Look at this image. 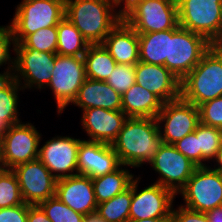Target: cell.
<instances>
[{
  "instance_id": "6da1fadb",
  "label": "cell",
  "mask_w": 222,
  "mask_h": 222,
  "mask_svg": "<svg viewBox=\"0 0 222 222\" xmlns=\"http://www.w3.org/2000/svg\"><path fill=\"white\" fill-rule=\"evenodd\" d=\"M163 145L156 118L128 117L111 146L122 165L138 168L150 163Z\"/></svg>"
},
{
  "instance_id": "7a4b0ae2",
  "label": "cell",
  "mask_w": 222,
  "mask_h": 222,
  "mask_svg": "<svg viewBox=\"0 0 222 222\" xmlns=\"http://www.w3.org/2000/svg\"><path fill=\"white\" fill-rule=\"evenodd\" d=\"M65 17L89 44H102L122 19V10L111 0H65Z\"/></svg>"
},
{
  "instance_id": "3957f363",
  "label": "cell",
  "mask_w": 222,
  "mask_h": 222,
  "mask_svg": "<svg viewBox=\"0 0 222 222\" xmlns=\"http://www.w3.org/2000/svg\"><path fill=\"white\" fill-rule=\"evenodd\" d=\"M222 96V44H213L180 83V97L199 106Z\"/></svg>"
},
{
  "instance_id": "277c9868",
  "label": "cell",
  "mask_w": 222,
  "mask_h": 222,
  "mask_svg": "<svg viewBox=\"0 0 222 222\" xmlns=\"http://www.w3.org/2000/svg\"><path fill=\"white\" fill-rule=\"evenodd\" d=\"M122 19L138 34L176 29V0H132L123 10Z\"/></svg>"
},
{
  "instance_id": "5b68a950",
  "label": "cell",
  "mask_w": 222,
  "mask_h": 222,
  "mask_svg": "<svg viewBox=\"0 0 222 222\" xmlns=\"http://www.w3.org/2000/svg\"><path fill=\"white\" fill-rule=\"evenodd\" d=\"M13 15L9 25L15 43H21L37 30L57 26L65 17V0H22Z\"/></svg>"
},
{
  "instance_id": "8992f818",
  "label": "cell",
  "mask_w": 222,
  "mask_h": 222,
  "mask_svg": "<svg viewBox=\"0 0 222 222\" xmlns=\"http://www.w3.org/2000/svg\"><path fill=\"white\" fill-rule=\"evenodd\" d=\"M179 26L222 44V0H176Z\"/></svg>"
},
{
  "instance_id": "52a82bcc",
  "label": "cell",
  "mask_w": 222,
  "mask_h": 222,
  "mask_svg": "<svg viewBox=\"0 0 222 222\" xmlns=\"http://www.w3.org/2000/svg\"><path fill=\"white\" fill-rule=\"evenodd\" d=\"M213 44L203 35L178 26L169 30L168 58L164 66L180 81L200 62Z\"/></svg>"
},
{
  "instance_id": "ba28073f",
  "label": "cell",
  "mask_w": 222,
  "mask_h": 222,
  "mask_svg": "<svg viewBox=\"0 0 222 222\" xmlns=\"http://www.w3.org/2000/svg\"><path fill=\"white\" fill-rule=\"evenodd\" d=\"M14 53L12 76L23 90L45 89L51 80L57 53L27 49L21 43H15Z\"/></svg>"
},
{
  "instance_id": "9c48e42d",
  "label": "cell",
  "mask_w": 222,
  "mask_h": 222,
  "mask_svg": "<svg viewBox=\"0 0 222 222\" xmlns=\"http://www.w3.org/2000/svg\"><path fill=\"white\" fill-rule=\"evenodd\" d=\"M46 88L52 90L57 105V114L64 113V109L76 99L80 87L87 79L83 57L57 55L54 70Z\"/></svg>"
},
{
  "instance_id": "30bf717a",
  "label": "cell",
  "mask_w": 222,
  "mask_h": 222,
  "mask_svg": "<svg viewBox=\"0 0 222 222\" xmlns=\"http://www.w3.org/2000/svg\"><path fill=\"white\" fill-rule=\"evenodd\" d=\"M179 194L185 203L182 206L206 213L222 205V174L210 166L197 167Z\"/></svg>"
},
{
  "instance_id": "8fae6325",
  "label": "cell",
  "mask_w": 222,
  "mask_h": 222,
  "mask_svg": "<svg viewBox=\"0 0 222 222\" xmlns=\"http://www.w3.org/2000/svg\"><path fill=\"white\" fill-rule=\"evenodd\" d=\"M42 135L32 123L20 122L2 135L1 161L7 169L38 159Z\"/></svg>"
},
{
  "instance_id": "7c38bea8",
  "label": "cell",
  "mask_w": 222,
  "mask_h": 222,
  "mask_svg": "<svg viewBox=\"0 0 222 222\" xmlns=\"http://www.w3.org/2000/svg\"><path fill=\"white\" fill-rule=\"evenodd\" d=\"M156 119L163 143L168 145L195 131L200 123L198 107L181 97L163 103Z\"/></svg>"
},
{
  "instance_id": "4fadbf2b",
  "label": "cell",
  "mask_w": 222,
  "mask_h": 222,
  "mask_svg": "<svg viewBox=\"0 0 222 222\" xmlns=\"http://www.w3.org/2000/svg\"><path fill=\"white\" fill-rule=\"evenodd\" d=\"M141 177L132 181V200L129 220L171 218L173 201L177 196L172 190L152 183L138 191Z\"/></svg>"
},
{
  "instance_id": "5bb4252c",
  "label": "cell",
  "mask_w": 222,
  "mask_h": 222,
  "mask_svg": "<svg viewBox=\"0 0 222 222\" xmlns=\"http://www.w3.org/2000/svg\"><path fill=\"white\" fill-rule=\"evenodd\" d=\"M149 164L160 176L154 183L172 190L176 195L186 185L197 168L173 145L164 143Z\"/></svg>"
},
{
  "instance_id": "9a60e30c",
  "label": "cell",
  "mask_w": 222,
  "mask_h": 222,
  "mask_svg": "<svg viewBox=\"0 0 222 222\" xmlns=\"http://www.w3.org/2000/svg\"><path fill=\"white\" fill-rule=\"evenodd\" d=\"M12 171L17 176L24 203L37 205L55 196L57 179L39 159L16 165Z\"/></svg>"
},
{
  "instance_id": "2e32d148",
  "label": "cell",
  "mask_w": 222,
  "mask_h": 222,
  "mask_svg": "<svg viewBox=\"0 0 222 222\" xmlns=\"http://www.w3.org/2000/svg\"><path fill=\"white\" fill-rule=\"evenodd\" d=\"M81 141L82 139L70 136L52 137L39 147L38 159L57 180L77 175L78 149Z\"/></svg>"
},
{
  "instance_id": "e0dca14e",
  "label": "cell",
  "mask_w": 222,
  "mask_h": 222,
  "mask_svg": "<svg viewBox=\"0 0 222 222\" xmlns=\"http://www.w3.org/2000/svg\"><path fill=\"white\" fill-rule=\"evenodd\" d=\"M111 144L82 140L78 149L77 174L96 178L121 166Z\"/></svg>"
},
{
  "instance_id": "ac0fdd59",
  "label": "cell",
  "mask_w": 222,
  "mask_h": 222,
  "mask_svg": "<svg viewBox=\"0 0 222 222\" xmlns=\"http://www.w3.org/2000/svg\"><path fill=\"white\" fill-rule=\"evenodd\" d=\"M82 111L81 125L89 136L88 141L112 144L128 118L122 110L89 108Z\"/></svg>"
},
{
  "instance_id": "d6986e66",
  "label": "cell",
  "mask_w": 222,
  "mask_h": 222,
  "mask_svg": "<svg viewBox=\"0 0 222 222\" xmlns=\"http://www.w3.org/2000/svg\"><path fill=\"white\" fill-rule=\"evenodd\" d=\"M136 84L155 94L163 103L180 98L181 81L164 65L139 61L135 65Z\"/></svg>"
},
{
  "instance_id": "ffe728a7",
  "label": "cell",
  "mask_w": 222,
  "mask_h": 222,
  "mask_svg": "<svg viewBox=\"0 0 222 222\" xmlns=\"http://www.w3.org/2000/svg\"><path fill=\"white\" fill-rule=\"evenodd\" d=\"M55 195L72 210L83 215L95 212L98 205L92 178L85 175L58 179Z\"/></svg>"
},
{
  "instance_id": "44dd1931",
  "label": "cell",
  "mask_w": 222,
  "mask_h": 222,
  "mask_svg": "<svg viewBox=\"0 0 222 222\" xmlns=\"http://www.w3.org/2000/svg\"><path fill=\"white\" fill-rule=\"evenodd\" d=\"M102 44L117 64L136 65L139 62L138 33L123 19L110 31Z\"/></svg>"
},
{
  "instance_id": "7402d4cb",
  "label": "cell",
  "mask_w": 222,
  "mask_h": 222,
  "mask_svg": "<svg viewBox=\"0 0 222 222\" xmlns=\"http://www.w3.org/2000/svg\"><path fill=\"white\" fill-rule=\"evenodd\" d=\"M72 104L81 108V111L89 108L122 110V95L105 81L87 78Z\"/></svg>"
},
{
  "instance_id": "603a6c76",
  "label": "cell",
  "mask_w": 222,
  "mask_h": 222,
  "mask_svg": "<svg viewBox=\"0 0 222 222\" xmlns=\"http://www.w3.org/2000/svg\"><path fill=\"white\" fill-rule=\"evenodd\" d=\"M162 106L155 94L136 83L122 94V111L127 117L156 118Z\"/></svg>"
},
{
  "instance_id": "cb8c5ba5",
  "label": "cell",
  "mask_w": 222,
  "mask_h": 222,
  "mask_svg": "<svg viewBox=\"0 0 222 222\" xmlns=\"http://www.w3.org/2000/svg\"><path fill=\"white\" fill-rule=\"evenodd\" d=\"M20 90L23 88L13 76L0 79V135H3L9 126L22 122L17 108Z\"/></svg>"
},
{
  "instance_id": "d4e9b609",
  "label": "cell",
  "mask_w": 222,
  "mask_h": 222,
  "mask_svg": "<svg viewBox=\"0 0 222 222\" xmlns=\"http://www.w3.org/2000/svg\"><path fill=\"white\" fill-rule=\"evenodd\" d=\"M134 179V174L130 173L125 165H121L118 169L106 175L92 178L97 203L110 200L125 191Z\"/></svg>"
},
{
  "instance_id": "484cf974",
  "label": "cell",
  "mask_w": 222,
  "mask_h": 222,
  "mask_svg": "<svg viewBox=\"0 0 222 222\" xmlns=\"http://www.w3.org/2000/svg\"><path fill=\"white\" fill-rule=\"evenodd\" d=\"M139 37V61L164 65L168 58L169 30L138 34Z\"/></svg>"
},
{
  "instance_id": "4316f807",
  "label": "cell",
  "mask_w": 222,
  "mask_h": 222,
  "mask_svg": "<svg viewBox=\"0 0 222 222\" xmlns=\"http://www.w3.org/2000/svg\"><path fill=\"white\" fill-rule=\"evenodd\" d=\"M86 77L106 81L117 63L103 44H90L83 55Z\"/></svg>"
},
{
  "instance_id": "83f0119b",
  "label": "cell",
  "mask_w": 222,
  "mask_h": 222,
  "mask_svg": "<svg viewBox=\"0 0 222 222\" xmlns=\"http://www.w3.org/2000/svg\"><path fill=\"white\" fill-rule=\"evenodd\" d=\"M57 33V55L83 57L90 44L66 17L58 23Z\"/></svg>"
},
{
  "instance_id": "f1b7e54d",
  "label": "cell",
  "mask_w": 222,
  "mask_h": 222,
  "mask_svg": "<svg viewBox=\"0 0 222 222\" xmlns=\"http://www.w3.org/2000/svg\"><path fill=\"white\" fill-rule=\"evenodd\" d=\"M132 200V183L128 189L97 205L96 212L107 222H127Z\"/></svg>"
},
{
  "instance_id": "f546056e",
  "label": "cell",
  "mask_w": 222,
  "mask_h": 222,
  "mask_svg": "<svg viewBox=\"0 0 222 222\" xmlns=\"http://www.w3.org/2000/svg\"><path fill=\"white\" fill-rule=\"evenodd\" d=\"M196 136L199 138V167H206L208 165L205 161L210 163L221 147L222 129L199 123Z\"/></svg>"
},
{
  "instance_id": "4dcf8cb0",
  "label": "cell",
  "mask_w": 222,
  "mask_h": 222,
  "mask_svg": "<svg viewBox=\"0 0 222 222\" xmlns=\"http://www.w3.org/2000/svg\"><path fill=\"white\" fill-rule=\"evenodd\" d=\"M52 222H83L84 215L72 210L56 195L38 204Z\"/></svg>"
},
{
  "instance_id": "1f68e13d",
  "label": "cell",
  "mask_w": 222,
  "mask_h": 222,
  "mask_svg": "<svg viewBox=\"0 0 222 222\" xmlns=\"http://www.w3.org/2000/svg\"><path fill=\"white\" fill-rule=\"evenodd\" d=\"M57 26L46 27L28 35L21 44L27 49L40 52L57 53Z\"/></svg>"
},
{
  "instance_id": "d6a6232c",
  "label": "cell",
  "mask_w": 222,
  "mask_h": 222,
  "mask_svg": "<svg viewBox=\"0 0 222 222\" xmlns=\"http://www.w3.org/2000/svg\"><path fill=\"white\" fill-rule=\"evenodd\" d=\"M23 203L17 176L7 169L0 177V209Z\"/></svg>"
},
{
  "instance_id": "836d02e7",
  "label": "cell",
  "mask_w": 222,
  "mask_h": 222,
  "mask_svg": "<svg viewBox=\"0 0 222 222\" xmlns=\"http://www.w3.org/2000/svg\"><path fill=\"white\" fill-rule=\"evenodd\" d=\"M11 44L14 51V35L11 26L8 24L6 26H0V68L3 65H8L5 70L0 72V79L12 76L14 69V57H11L10 48Z\"/></svg>"
},
{
  "instance_id": "e575fe53",
  "label": "cell",
  "mask_w": 222,
  "mask_h": 222,
  "mask_svg": "<svg viewBox=\"0 0 222 222\" xmlns=\"http://www.w3.org/2000/svg\"><path fill=\"white\" fill-rule=\"evenodd\" d=\"M105 82L122 95L136 83L135 65L117 64Z\"/></svg>"
},
{
  "instance_id": "d590c367",
  "label": "cell",
  "mask_w": 222,
  "mask_h": 222,
  "mask_svg": "<svg viewBox=\"0 0 222 222\" xmlns=\"http://www.w3.org/2000/svg\"><path fill=\"white\" fill-rule=\"evenodd\" d=\"M200 123L222 129V96L198 106Z\"/></svg>"
},
{
  "instance_id": "8d00e7d4",
  "label": "cell",
  "mask_w": 222,
  "mask_h": 222,
  "mask_svg": "<svg viewBox=\"0 0 222 222\" xmlns=\"http://www.w3.org/2000/svg\"><path fill=\"white\" fill-rule=\"evenodd\" d=\"M173 146L199 167V138L196 136V129L177 141Z\"/></svg>"
},
{
  "instance_id": "74e56055",
  "label": "cell",
  "mask_w": 222,
  "mask_h": 222,
  "mask_svg": "<svg viewBox=\"0 0 222 222\" xmlns=\"http://www.w3.org/2000/svg\"><path fill=\"white\" fill-rule=\"evenodd\" d=\"M171 222H209L205 213L194 211L182 205L172 209Z\"/></svg>"
},
{
  "instance_id": "f35d334b",
  "label": "cell",
  "mask_w": 222,
  "mask_h": 222,
  "mask_svg": "<svg viewBox=\"0 0 222 222\" xmlns=\"http://www.w3.org/2000/svg\"><path fill=\"white\" fill-rule=\"evenodd\" d=\"M28 204L0 209V222H27Z\"/></svg>"
},
{
  "instance_id": "ab89813d",
  "label": "cell",
  "mask_w": 222,
  "mask_h": 222,
  "mask_svg": "<svg viewBox=\"0 0 222 222\" xmlns=\"http://www.w3.org/2000/svg\"><path fill=\"white\" fill-rule=\"evenodd\" d=\"M27 222H52L45 214L43 209L37 205L28 204Z\"/></svg>"
},
{
  "instance_id": "60d3db41",
  "label": "cell",
  "mask_w": 222,
  "mask_h": 222,
  "mask_svg": "<svg viewBox=\"0 0 222 222\" xmlns=\"http://www.w3.org/2000/svg\"><path fill=\"white\" fill-rule=\"evenodd\" d=\"M209 222H222V205L205 213Z\"/></svg>"
},
{
  "instance_id": "b9f144b4",
  "label": "cell",
  "mask_w": 222,
  "mask_h": 222,
  "mask_svg": "<svg viewBox=\"0 0 222 222\" xmlns=\"http://www.w3.org/2000/svg\"><path fill=\"white\" fill-rule=\"evenodd\" d=\"M212 161L213 163H215L213 165L214 168L212 167V164L210 168L222 174V144L219 150L217 151L215 158Z\"/></svg>"
},
{
  "instance_id": "7bdbcfd3",
  "label": "cell",
  "mask_w": 222,
  "mask_h": 222,
  "mask_svg": "<svg viewBox=\"0 0 222 222\" xmlns=\"http://www.w3.org/2000/svg\"><path fill=\"white\" fill-rule=\"evenodd\" d=\"M83 222H107L96 211L84 215Z\"/></svg>"
},
{
  "instance_id": "ee69618b",
  "label": "cell",
  "mask_w": 222,
  "mask_h": 222,
  "mask_svg": "<svg viewBox=\"0 0 222 222\" xmlns=\"http://www.w3.org/2000/svg\"><path fill=\"white\" fill-rule=\"evenodd\" d=\"M127 222H171V218H147L140 220H128Z\"/></svg>"
},
{
  "instance_id": "f6af8a7d",
  "label": "cell",
  "mask_w": 222,
  "mask_h": 222,
  "mask_svg": "<svg viewBox=\"0 0 222 222\" xmlns=\"http://www.w3.org/2000/svg\"><path fill=\"white\" fill-rule=\"evenodd\" d=\"M114 2L119 9L123 10L132 0H111Z\"/></svg>"
},
{
  "instance_id": "bcb514c9",
  "label": "cell",
  "mask_w": 222,
  "mask_h": 222,
  "mask_svg": "<svg viewBox=\"0 0 222 222\" xmlns=\"http://www.w3.org/2000/svg\"><path fill=\"white\" fill-rule=\"evenodd\" d=\"M7 170L6 166L2 161H0V177Z\"/></svg>"
},
{
  "instance_id": "7dc6e473",
  "label": "cell",
  "mask_w": 222,
  "mask_h": 222,
  "mask_svg": "<svg viewBox=\"0 0 222 222\" xmlns=\"http://www.w3.org/2000/svg\"><path fill=\"white\" fill-rule=\"evenodd\" d=\"M1 153H2V135H0V161H1Z\"/></svg>"
}]
</instances>
